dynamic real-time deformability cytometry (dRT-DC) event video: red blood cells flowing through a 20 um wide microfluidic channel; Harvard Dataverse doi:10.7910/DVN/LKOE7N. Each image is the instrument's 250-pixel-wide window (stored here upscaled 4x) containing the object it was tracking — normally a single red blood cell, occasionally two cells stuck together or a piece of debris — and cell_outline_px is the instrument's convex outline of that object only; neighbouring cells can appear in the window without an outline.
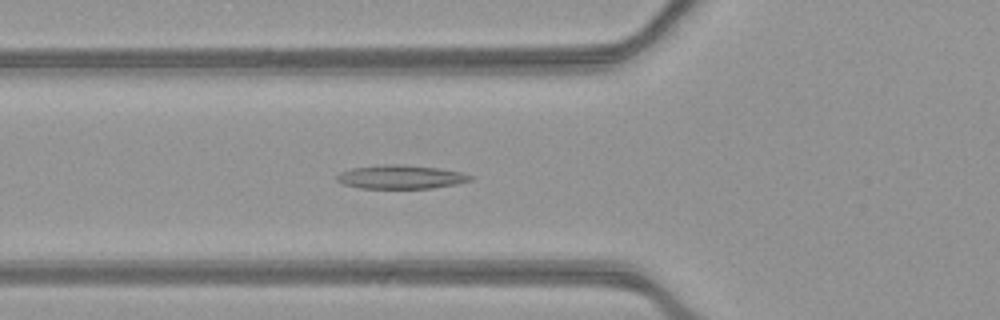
{"species": "common noctule bat (a hibernating species)", "species_latin": "Nyctalus noctula", "temperature_condition": "warm", "stored_images_in_passage": 48, "camera_frame_rate_fps": 3000, "um_per_image_px": 0.085, "animal": {"sex": "female", "body_mass_g": 21.9}, "frame": {"image": 1, "passage_image": 15, "time_ms": 4.667, "image_size_px": [1000, 320], "cell_outline_px": [[476, 176], [472, 180], [456, 184], [432, 188], [360, 188], [344, 184], [336, 180], [336, 176], [340, 172], [352, 168], [384, 164], [400, 164], [440, 168], [460, 172]], "centroid_in_image_um": [34.09, 15.03], "position_along_channel_um": 91.7, "area_um2": 18.5}}
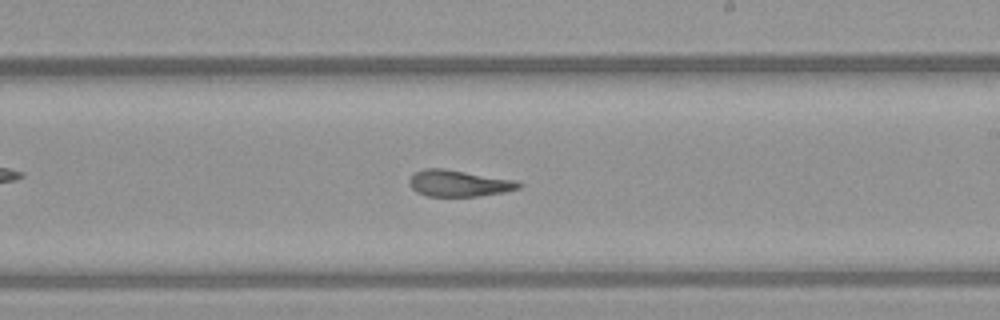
{"frame": {"image": 2, "passage_image": 27, "time_ms": 8.667, "image_size_px": [1000, 320], "cell_outline_px": [[524, 184], [520, 188], [504, 192], [480, 196], [428, 196], [416, 192], [408, 184], [408, 180], [416, 172], [424, 168], [444, 168], [516, 180]], "centroid_in_image_um": [39.01, 15.58], "position_along_channel_um": 250.0, "area_um2": 16.99}}
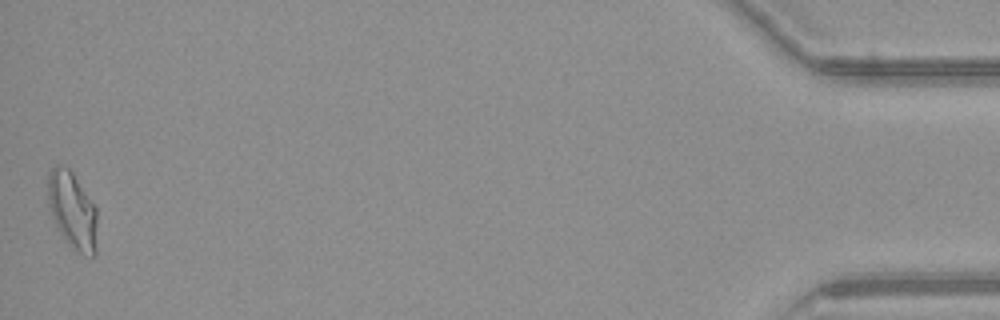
{"frame": {"image": 3, "passage_image": 48, "time_ms": 15.667, "image_size_px": [1000, 320], "cell_outline_px": [[96, 256], [84, 256], [76, 252], [68, 244], [60, 232], [52, 216], [48, 204], [48, 176], [52, 168], [56, 164], [64, 164], [72, 172], [96, 208]], "centroid_in_image_um": [6.15, 17.9], "position_along_channel_um": 429.0, "area_um2": 22.08}, "authors_computed_cell_mechanics": {"area_um2": 18.1492, "velocity_mm_per_s": 3.9344, "shape_relaxation_time_tau1_ms": null, "shape_relaxation_time_tau2_ms": 3.1644, "deformation_change_tau1": null, "deformation_change_tau2": 0.1174}}